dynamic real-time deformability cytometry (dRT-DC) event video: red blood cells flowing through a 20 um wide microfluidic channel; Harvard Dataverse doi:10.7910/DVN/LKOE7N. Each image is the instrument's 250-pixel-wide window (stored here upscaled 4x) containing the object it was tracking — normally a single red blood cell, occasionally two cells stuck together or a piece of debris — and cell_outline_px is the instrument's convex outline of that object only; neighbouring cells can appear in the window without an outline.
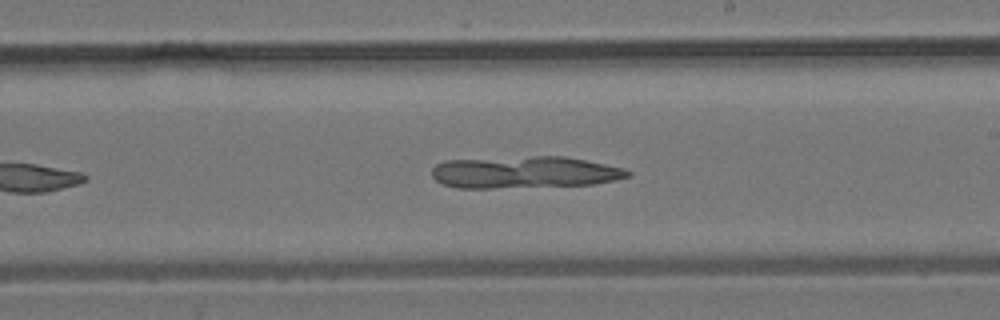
{"species": "common noctule bat (a hibernating species)", "species_latin": "Nyctalus noctula", "temperature_condition": "room temperature", "stored_images_in_passage": 12, "camera_frame_rate_fps": 3000, "um_per_image_px": 0.085, "animal": {"sex": "male", "body_mass_g": 19.2, "forearm_length_mm": 51.8}, "frame": {"image": 1, "passage_image": 10, "time_ms": 3.0, "image_size_px": [1000, 320], "cell_outline_px": [[632, 176], [616, 180], [592, 184], [492, 188], [456, 188], [444, 184], [436, 180], [432, 176], [432, 168], [436, 164], [444, 160], [532, 156], [564, 156], [624, 168], [632, 172]], "centroid_in_image_um": [44.57, 14.64], "position_along_channel_um": 244.4, "area_um2": 36.47}}